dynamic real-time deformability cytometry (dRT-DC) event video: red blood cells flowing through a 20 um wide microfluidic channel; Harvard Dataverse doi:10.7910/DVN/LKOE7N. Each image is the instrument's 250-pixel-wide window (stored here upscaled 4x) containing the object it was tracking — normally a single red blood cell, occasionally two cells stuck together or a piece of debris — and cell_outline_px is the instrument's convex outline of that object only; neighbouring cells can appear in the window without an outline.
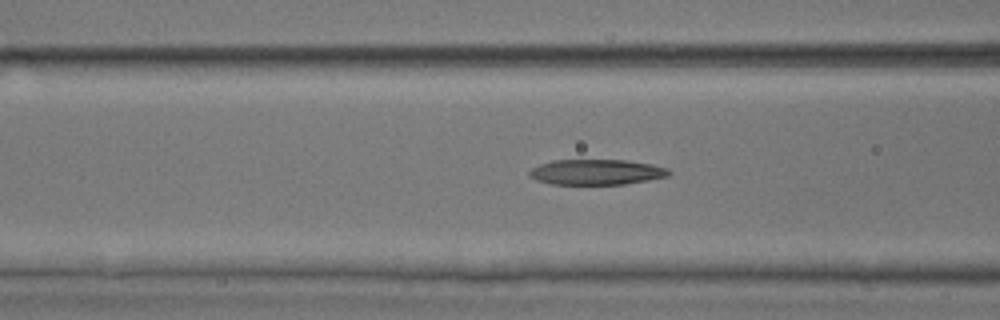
{"species": "common noctule bat (a hibernating species)", "species_latin": "Nyctalus noctula", "temperature_condition": "room temperature", "stored_images_in_passage": 39, "camera_frame_rate_fps": 3000, "um_per_image_px": 0.085, "animal": {"sex": "male", "body_mass_g": 17.9, "forearm_length_mm": 54.2}, "frame": {"image": 1, "passage_image": 18, "time_ms": 5.667, "image_size_px": [1000, 320], "cell_outline_px": [[672, 172], [668, 176], [648, 180], [624, 184], [552, 184], [536, 180], [528, 176], [528, 172], [532, 168], [540, 164], [552, 160], [624, 160], [652, 164], [668, 168]], "centroid_in_image_um": [50.69, 14.62], "position_along_channel_um": 115.9, "area_um2": 20.69}}
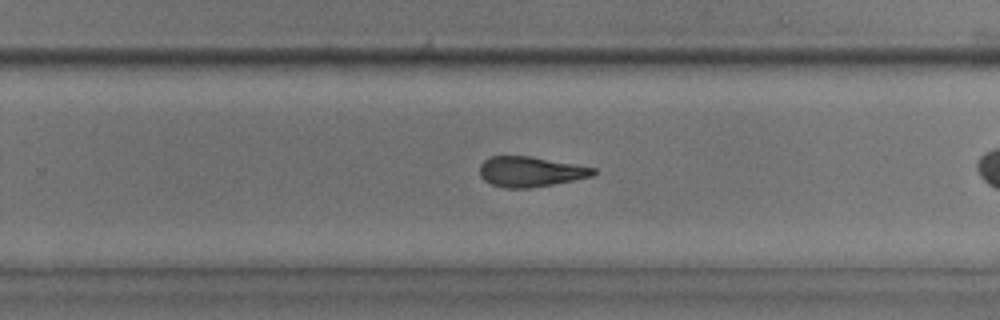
{"frame": {"image": 2, "passage_image": 31, "time_ms": 10.0, "image_size_px": [1000, 320], "cell_outline_px": [[596, 172], [592, 176], [552, 184], [528, 188], [504, 188], [492, 184], [484, 180], [480, 176], [480, 164], [484, 160], [492, 156], [532, 156], [596, 168]], "centroid_in_image_um": [45.06, 14.58], "position_along_channel_um": 284.7, "area_um2": 19.88}}
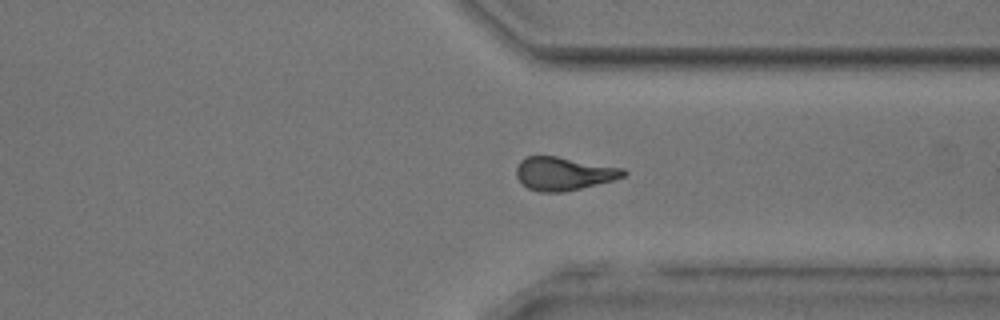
{"frame": {"image": 3, "passage_image": 37, "time_ms": 12.0, "image_size_px": [1000, 320], "cell_outline_px": [[628, 172], [624, 176], [612, 180], [580, 188], [560, 192], [540, 192], [528, 188], [516, 176], [516, 168], [520, 160], [528, 156], [556, 156], [624, 168]], "centroid_in_image_um": [47.9, 14.74], "position_along_channel_um": 363.5, "area_um2": 20.52}}